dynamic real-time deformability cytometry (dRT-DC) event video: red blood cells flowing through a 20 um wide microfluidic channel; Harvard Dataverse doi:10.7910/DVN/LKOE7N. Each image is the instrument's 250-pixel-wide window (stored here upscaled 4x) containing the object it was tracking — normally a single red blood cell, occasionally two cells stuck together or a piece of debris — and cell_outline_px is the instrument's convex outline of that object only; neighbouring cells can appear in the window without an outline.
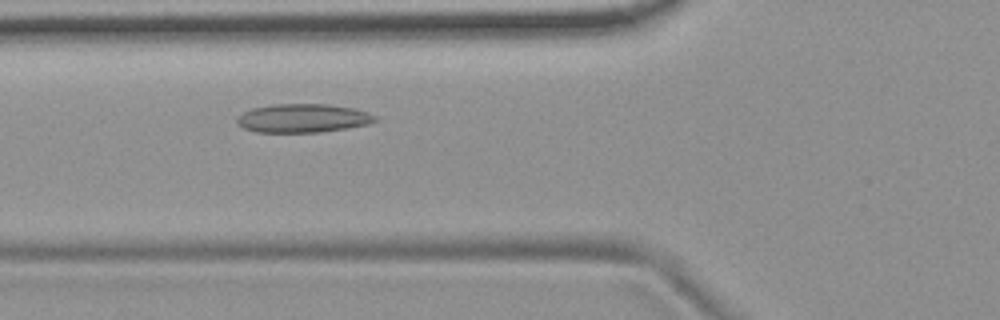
{"species": "common noctule bat (a hibernating species)", "species_latin": "Nyctalus noctula", "temperature_condition": "room temperature", "stored_images_in_passage": 47, "camera_frame_rate_fps": 3000, "um_per_image_px": 0.085, "animal": {"sex": "female", "body_mass_g": 19.9}, "frame": {"image": 1, "passage_image": 13, "time_ms": 4.0, "image_size_px": [1000, 320], "cell_outline_px": [[376, 120], [368, 124], [320, 132], [256, 132], [244, 128], [236, 120], [236, 116], [252, 108], [272, 104], [328, 104], [356, 108], [368, 112], [376, 116]], "centroid_in_image_um": [25.74, 10.03], "position_along_channel_um": 100.1, "area_um2": 23.0}}
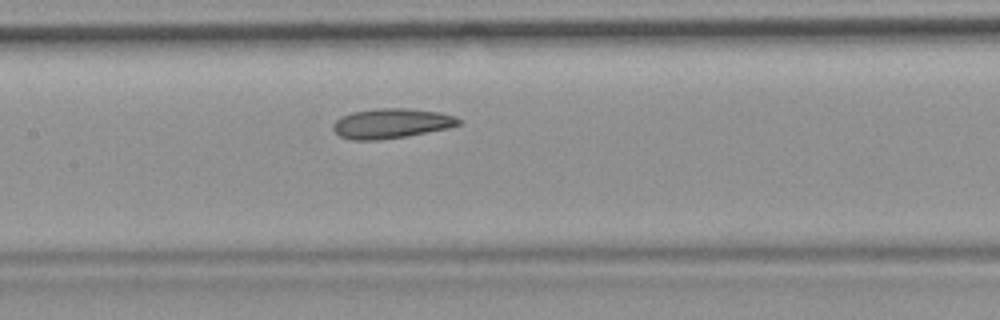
{"frame": {"image": 2, "passage_image": 19, "time_ms": 6.0, "image_size_px": [1000, 320], "cell_outline_px": [[464, 124], [448, 128], [408, 136], [376, 140], [352, 140], [340, 136], [332, 128], [332, 124], [340, 116], [352, 112], [380, 108], [408, 108], [440, 112], [456, 116], [464, 120]], "centroid_in_image_um": [33.32, 10.48], "position_along_channel_um": 174.1, "area_um2": 22.14}}
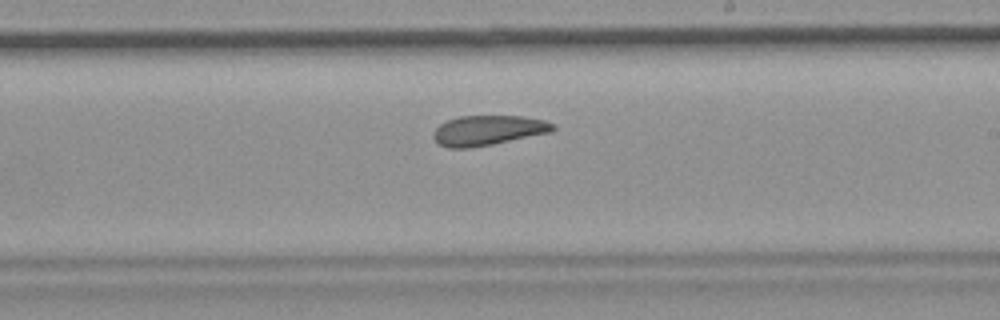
{"frame": {"image": 3, "passage_image": 25, "time_ms": 8.0, "image_size_px": [1000, 320], "cell_outline_px": [[556, 128], [552, 132], [492, 144], [468, 148], [448, 148], [436, 144], [432, 136], [432, 132], [440, 124], [448, 120], [460, 116], [524, 116], [544, 120], [556, 124]], "centroid_in_image_um": [41.47, 11.08], "position_along_channel_um": 247.5, "area_um2": 21.04}, "authors_computed_cell_mechanics": {"area_um2": 22.3108, "velocity_mm_per_s": 3.6882, "shape_relaxation_time_tau1_ms": null, "shape_relaxation_time_tau2_ms": 3.7214, "deformation_change_tau1": null, "deformation_change_tau2": 0.1071}}